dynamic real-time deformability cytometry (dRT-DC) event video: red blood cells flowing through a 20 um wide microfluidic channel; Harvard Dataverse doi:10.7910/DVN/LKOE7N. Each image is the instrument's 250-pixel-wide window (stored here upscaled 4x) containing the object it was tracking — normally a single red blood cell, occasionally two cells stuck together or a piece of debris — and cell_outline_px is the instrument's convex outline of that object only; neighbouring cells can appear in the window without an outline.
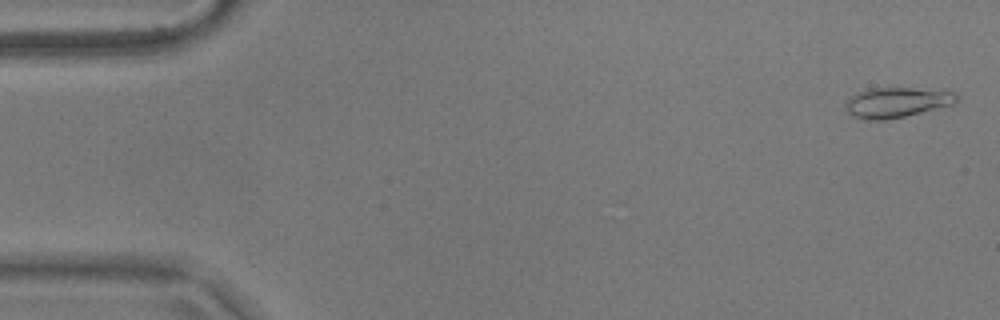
{"species": "common noctule bat (a hibernating species)", "species_latin": "Nyctalus noctula", "temperature_condition": "warm", "stored_images_in_passage": 53, "camera_frame_rate_fps": 3000, "um_per_image_px": 0.085, "animal": {"sex": "male", "body_mass_g": 17.9}, "frame": {"image": 1, "passage_image": 2, "time_ms": 0.333, "image_size_px": [1000, 320], "cell_outline_px": [[960, 96], [952, 104], [904, 116], [884, 120], [864, 120], [852, 116], [848, 112], [844, 104], [848, 96], [868, 88], [912, 88], [956, 92]], "centroid_in_image_um": [76.15, 8.7], "position_along_channel_um": 8.9, "area_um2": 19.48}}
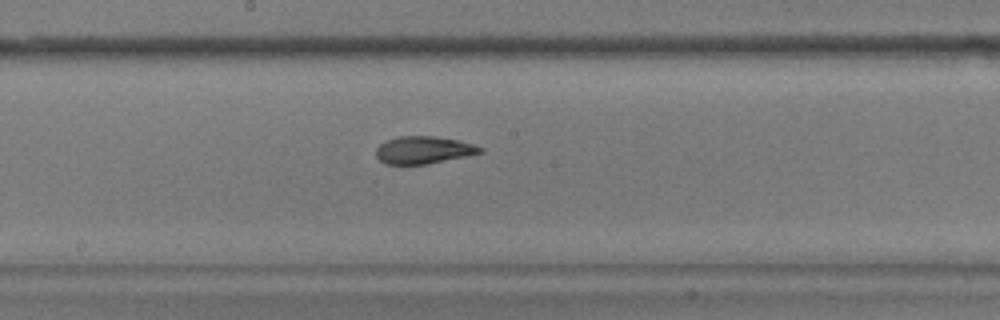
{"frame": {"image": 2, "passage_image": 29, "time_ms": 9.333, "image_size_px": [1000, 320], "cell_outline_px": [[484, 152], [468, 156], [424, 164], [384, 164], [376, 156], [376, 148], [380, 144], [388, 140], [400, 136], [436, 136], [456, 140], [472, 144], [484, 148]], "centroid_in_image_um": [36.01, 12.75], "position_along_channel_um": 212.2, "area_um2": 16.53}}
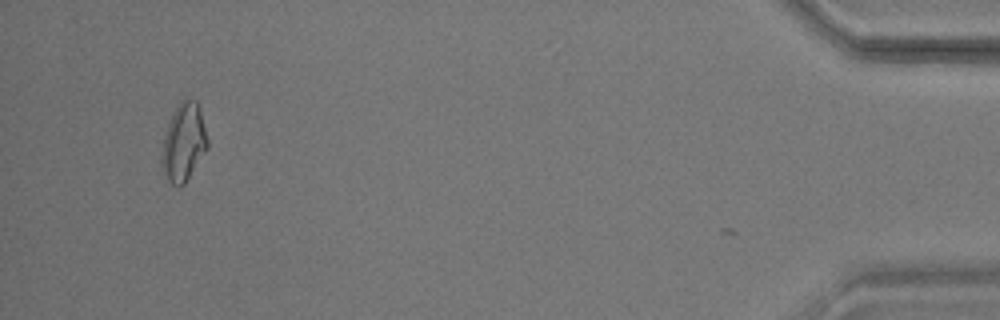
{"frame": {"image": 3, "passage_image": 52, "time_ms": 17.0, "image_size_px": [1000, 320], "cell_outline_px": [[208, 148], [184, 184], [180, 188], [172, 184], [168, 180], [160, 164], [160, 160], [164, 136], [168, 120], [180, 100], [184, 96], [196, 100], [200, 108], [208, 140]], "centroid_in_image_um": [15.6, 12.06], "position_along_channel_um": 419.6, "area_um2": 21.1}, "authors_computed_cell_mechanics": {"area_um2": 17.5134, "velocity_mm_per_s": 3.6996, "shape_relaxation_time_tau1_ms": 7.44, "shape_relaxation_time_tau2_ms": 2.127, "deformation_change_tau1": 0.2192, "deformation_change_tau2": 0.0791}}